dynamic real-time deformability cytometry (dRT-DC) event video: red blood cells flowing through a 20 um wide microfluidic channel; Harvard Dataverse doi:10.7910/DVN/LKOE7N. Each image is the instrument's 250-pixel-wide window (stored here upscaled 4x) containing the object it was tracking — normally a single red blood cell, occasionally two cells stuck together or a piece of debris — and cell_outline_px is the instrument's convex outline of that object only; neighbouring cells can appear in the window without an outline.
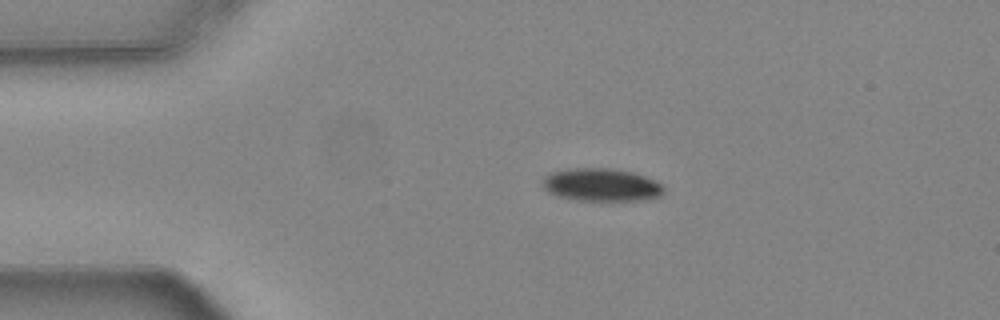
{"species": "common noctule bat (a hibernating species)", "species_latin": "Nyctalus noctula", "temperature_condition": "warm", "stored_images_in_passage": 44, "camera_frame_rate_fps": 3000, "um_per_image_px": 0.085, "animal": {"sex": "female", "body_mass_g": 24.6, "forearm_length_mm": 56.2}, "frame": {"image": 1, "passage_image": 1, "time_ms": 0.0, "image_size_px": [1000, 320], "cell_outline_px": [[664, 192], [660, 196], [640, 200], [576, 200], [560, 196], [548, 192], [544, 188], [544, 176], [552, 172], [576, 168], [608, 168], [632, 172], [644, 176], [660, 184], [664, 188]], "centroid_in_image_um": [51.11, 15.71], "position_along_channel_um": 33.9, "area_um2": 22.77}}
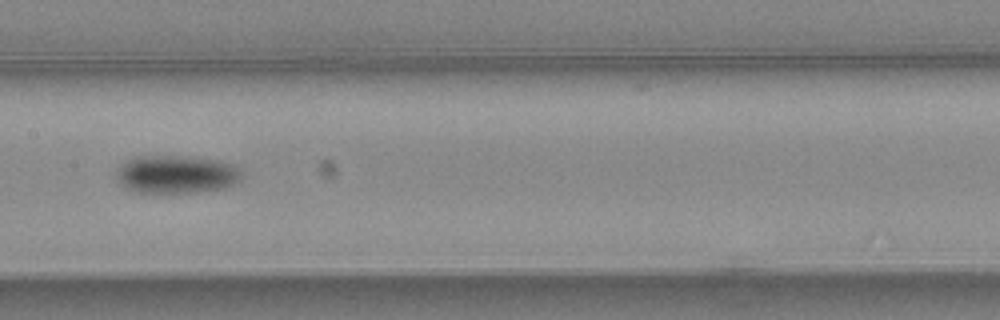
{"frame": {"image": 2, "passage_image": 17, "time_ms": 5.333, "image_size_px": [1000, 320], "cell_outline_px": [[244, 176], [240, 180], [224, 188], [196, 192], [136, 192], [124, 188], [116, 180], [116, 168], [124, 160], [140, 156], [180, 156], [216, 160], [232, 164], [240, 168], [244, 172]], "centroid_in_image_um": [14.96, 14.81], "position_along_channel_um": 192.4, "area_um2": 28.03}}
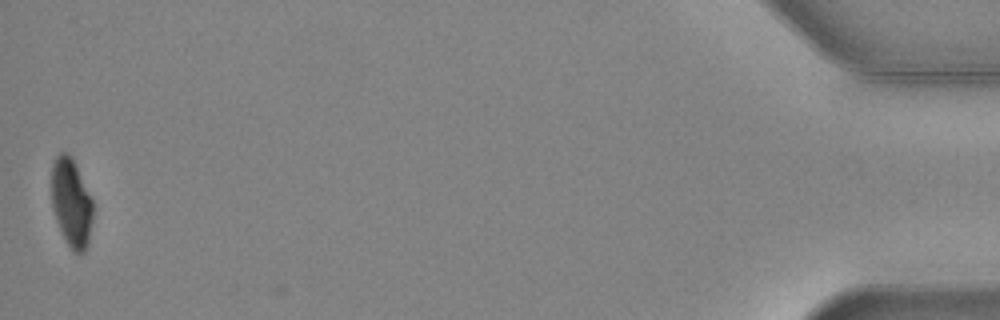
{"frame": {"image": 3, "passage_image": 44, "time_ms": 14.333, "image_size_px": [1000, 320], "cell_outline_px": [[92, 220], [88, 244], [84, 252], [72, 252], [56, 220], [52, 208], [52, 164], [56, 156], [60, 152], [68, 152], [72, 156], [92, 200]], "centroid_in_image_um": [6.06, 17.21], "position_along_channel_um": 429.1, "area_um2": 21.15}, "authors_computed_cell_mechanics": {"area_um2": 25.9233, "velocity_mm_per_s": 3.734, "shape_relaxation_time_tau1_ms": 3.6847, "shape_relaxation_time_tau2_ms": null, "deformation_change_tau1": 0.129, "deformation_change_tau2": null}}